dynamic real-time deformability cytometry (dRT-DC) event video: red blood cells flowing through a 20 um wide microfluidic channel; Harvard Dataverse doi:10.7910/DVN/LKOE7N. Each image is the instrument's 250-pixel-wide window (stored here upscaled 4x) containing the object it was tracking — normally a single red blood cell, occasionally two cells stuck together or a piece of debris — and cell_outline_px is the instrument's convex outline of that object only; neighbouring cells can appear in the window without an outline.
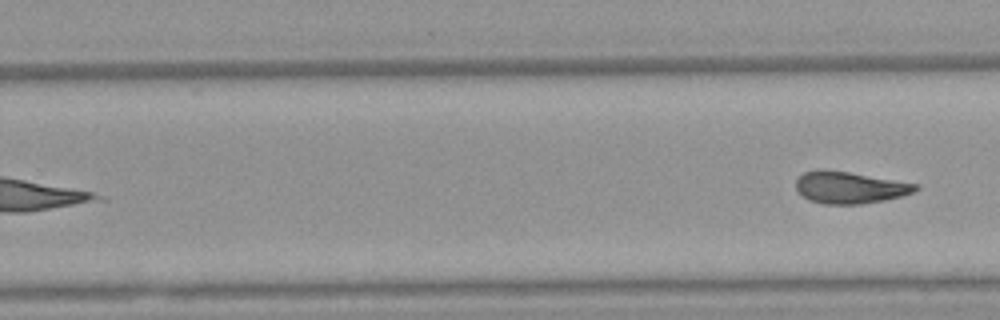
{"species": "Egyptian fruit bat (a non-hibernating species)", "species_latin": "Rousettus aegyptiacus", "temperature_condition": "warm", "stored_images_in_passage": 10, "segment_of_instrument_passage": [2, 2], "camera_frame_rate_fps": 3000, "um_per_image_px": 0.085, "animal": {"sex": "female"}, "frame": {"image": 1, "passage_image": 10, "time_ms": 10.667, "image_size_px": [1000, 320], "cell_outline_px": [[920, 188], [904, 196], [884, 200], [860, 204], [824, 204], [808, 200], [796, 188], [796, 180], [804, 172], [816, 168], [824, 168], [920, 184]], "centroid_in_image_um": [72.23, 15.92], "position_along_channel_um": 257.6, "area_um2": 22.37}}